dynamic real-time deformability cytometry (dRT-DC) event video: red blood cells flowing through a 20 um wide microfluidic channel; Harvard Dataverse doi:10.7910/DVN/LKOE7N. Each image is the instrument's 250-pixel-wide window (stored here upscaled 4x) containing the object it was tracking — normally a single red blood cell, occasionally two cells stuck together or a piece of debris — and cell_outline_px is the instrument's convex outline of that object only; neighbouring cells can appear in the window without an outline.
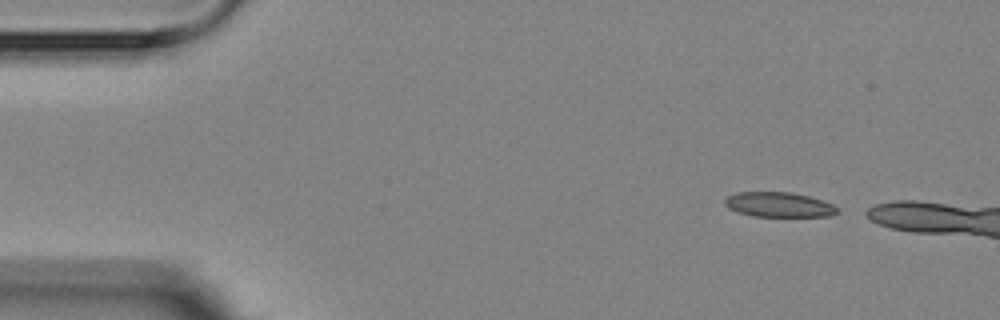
{"species": "Egyptian fruit bat (a non-hibernating species)", "species_latin": "Rousettus aegyptiacus", "temperature_condition": "room temperature", "stored_images_in_passage": 4, "camera_frame_rate_fps": 3000, "um_per_image_px": 0.085, "animal": {"sex": "female"}, "frame": {"image": 1, "passage_image": 1, "time_ms": 0.0, "image_size_px": [1000, 320], "cell_outline_px": [[840, 212], [828, 216], [752, 216], [736, 212], [728, 208], [724, 204], [724, 200], [728, 196], [736, 192], [792, 192], [824, 200], [840, 208]], "centroid_in_image_um": [66.21, 17.39], "position_along_channel_um": 18.8, "area_um2": 16.47}}